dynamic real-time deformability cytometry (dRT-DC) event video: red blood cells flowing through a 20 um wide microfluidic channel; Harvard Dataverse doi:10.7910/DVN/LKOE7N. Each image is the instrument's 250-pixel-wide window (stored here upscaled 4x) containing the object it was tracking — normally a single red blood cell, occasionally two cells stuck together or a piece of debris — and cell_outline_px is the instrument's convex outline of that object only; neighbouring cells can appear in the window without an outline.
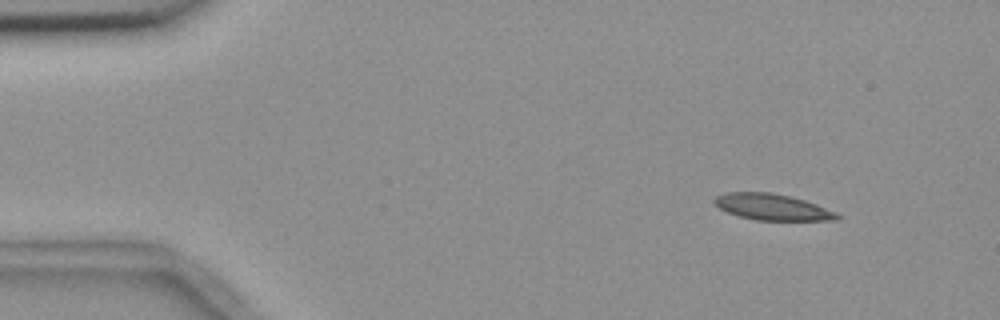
{"species": "common noctule bat (a hibernating species)", "species_latin": "Nyctalus noctula", "temperature_condition": "room temperature", "stored_images_in_passage": 5, "camera_frame_rate_fps": 3000, "um_per_image_px": 0.085, "animal": {"sex": "female", "body_mass_g": 18.4}, "frame": {"image": 1, "passage_image": 2, "time_ms": 1.0, "image_size_px": [1000, 320], "cell_outline_px": [[840, 216], [836, 220], [756, 220], [740, 216], [728, 212], [712, 204], [712, 200], [716, 196], [724, 192], [768, 192], [788, 196], [804, 200], [816, 204], [836, 212]], "centroid_in_image_um": [65.59, 17.59], "position_along_channel_um": 19.4, "area_um2": 18.61}}
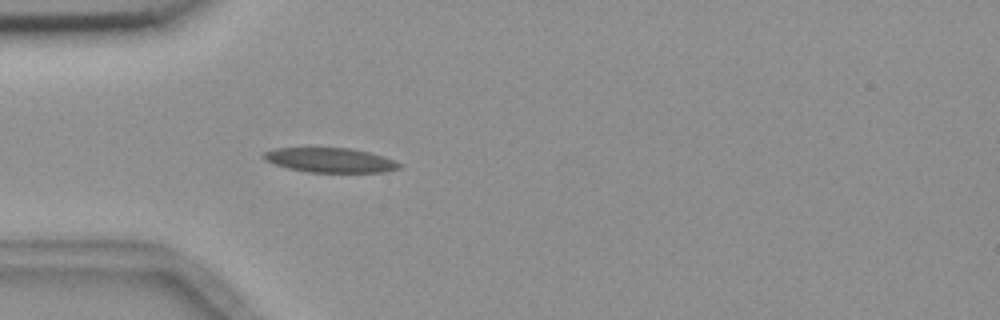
{"frame": {"image": 2, "passage_image": 5, "time_ms": 4.333, "image_size_px": [1000, 320], "cell_outline_px": [[400, 168], [384, 172], [308, 172], [288, 168], [264, 160], [260, 156], [264, 152], [276, 148], [352, 148], [384, 156], [400, 164]], "centroid_in_image_um": [28.03, 13.61], "position_along_channel_um": 57.0, "area_um2": 19.31}}